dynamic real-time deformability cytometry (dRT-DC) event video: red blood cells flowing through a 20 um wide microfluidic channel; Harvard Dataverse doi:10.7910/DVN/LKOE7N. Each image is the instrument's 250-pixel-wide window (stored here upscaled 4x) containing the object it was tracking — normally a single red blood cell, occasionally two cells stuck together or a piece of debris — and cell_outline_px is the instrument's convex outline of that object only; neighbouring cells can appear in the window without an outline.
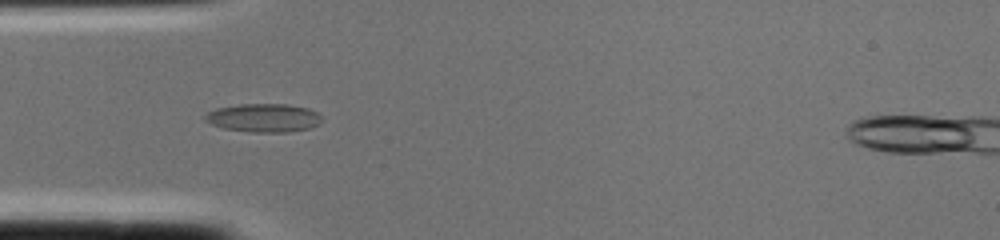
{"species": "common noctule bat (a hibernating species)", "species_latin": "Nyctalus noctula", "temperature_condition": "cold", "stored_images_in_passage": 3, "segment_of_instrument_passage": [1, 2], "camera_frame_rate_fps": 3000, "um_per_image_px": 0.085, "animal": {"sex": "female", "body_mass_g": 22.0, "forearm_length_mm": 56.7}, "frame": {"image": 1, "passage_image": 2, "time_ms": 0.333, "image_size_px": [1000, 240], "cell_outline_px": [[324, 120], [320, 124], [308, 128], [288, 132], [252, 132], [224, 128], [212, 124], [204, 120], [204, 116], [208, 112], [216, 108], [240, 104], [284, 104], [308, 108], [324, 116]], "centroid_in_image_um": [22.45, 10.01], "position_along_channel_um": 62.5, "area_um2": 19.42}}